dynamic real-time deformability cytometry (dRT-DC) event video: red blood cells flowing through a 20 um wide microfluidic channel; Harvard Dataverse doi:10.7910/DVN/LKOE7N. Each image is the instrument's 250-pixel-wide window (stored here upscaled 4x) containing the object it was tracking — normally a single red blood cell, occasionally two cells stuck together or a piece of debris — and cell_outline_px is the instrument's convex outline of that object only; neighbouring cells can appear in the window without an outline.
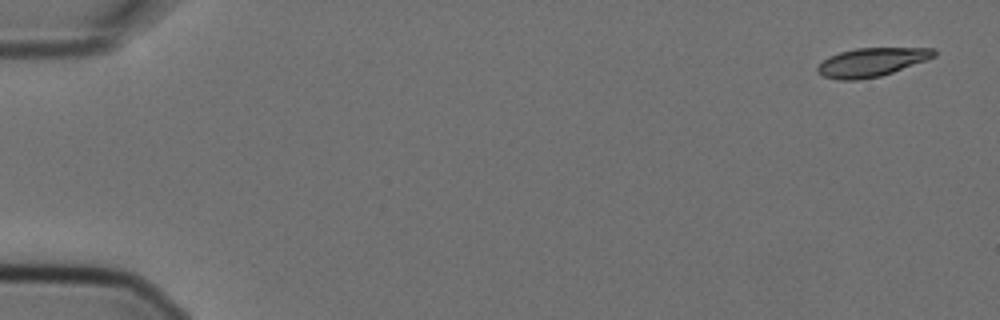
{"species": "Egyptian fruit bat (a non-hibernating species)", "species_latin": "Rousettus aegyptiacus", "temperature_condition": "cold", "stored_images_in_passage": 4, "camera_frame_rate_fps": 3000, "um_per_image_px": 0.085, "animal": {"sex": "female"}, "frame": {"image": 1, "passage_image": 1, "time_ms": 0.0, "image_size_px": [1000, 320], "cell_outline_px": [[936, 56], [892, 72], [880, 76], [856, 80], [836, 80], [824, 76], [816, 72], [816, 68], [828, 56], [840, 52], [856, 48], [936, 48]], "centroid_in_image_um": [74.05, 5.28], "position_along_channel_um": 10.9, "area_um2": 19.31}}
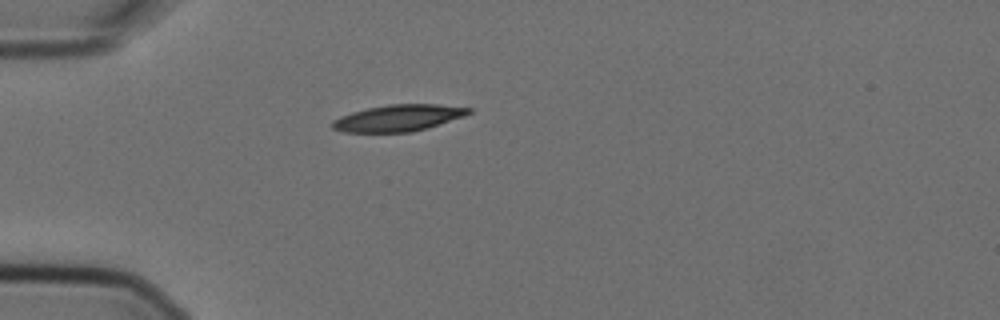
{"frame": {"image": 2, "passage_image": 4, "time_ms": 1.0, "image_size_px": [1000, 320], "cell_outline_px": [[472, 112], [464, 116], [428, 128], [412, 132], [340, 132], [332, 128], [332, 120], [340, 116], [352, 112], [368, 108], [388, 104], [436, 104], [472, 108]], "centroid_in_image_um": [33.85, 10.03], "position_along_channel_um": 51.2, "area_um2": 21.15}}